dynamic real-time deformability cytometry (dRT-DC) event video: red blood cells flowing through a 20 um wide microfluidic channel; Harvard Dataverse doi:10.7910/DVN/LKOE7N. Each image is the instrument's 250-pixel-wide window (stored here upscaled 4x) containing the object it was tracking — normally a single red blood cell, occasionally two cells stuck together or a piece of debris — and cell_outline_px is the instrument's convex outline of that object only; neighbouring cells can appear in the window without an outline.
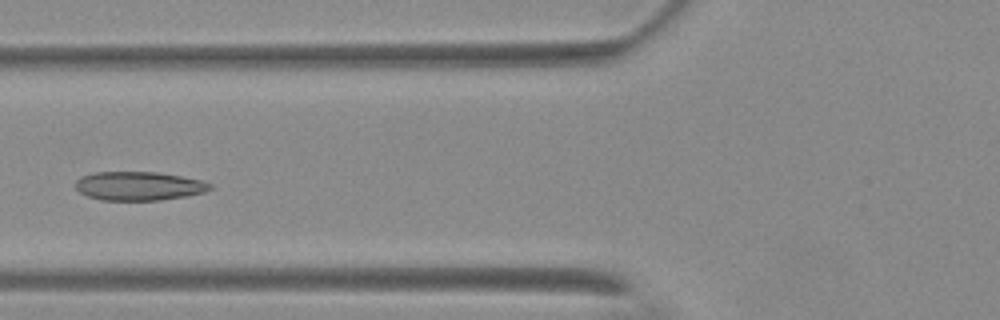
{"species": "Egyptian fruit bat (a non-hibernating species)", "species_latin": "Rousettus aegyptiacus", "temperature_condition": "warm", "stored_images_in_passage": 3, "camera_frame_rate_fps": 3000, "um_per_image_px": 0.085, "animal": {"sex": "female"}, "frame": {"image": 1, "passage_image": 3, "time_ms": 3.0, "image_size_px": [1000, 320], "cell_outline_px": [[212, 188], [204, 192], [184, 196], [160, 200], [100, 200], [88, 196], [80, 192], [76, 188], [76, 180], [80, 176], [96, 172], [156, 172], [180, 176], [200, 180], [212, 184]], "centroid_in_image_um": [11.77, 15.81], "position_along_channel_um": 114.0, "area_um2": 22.43}}